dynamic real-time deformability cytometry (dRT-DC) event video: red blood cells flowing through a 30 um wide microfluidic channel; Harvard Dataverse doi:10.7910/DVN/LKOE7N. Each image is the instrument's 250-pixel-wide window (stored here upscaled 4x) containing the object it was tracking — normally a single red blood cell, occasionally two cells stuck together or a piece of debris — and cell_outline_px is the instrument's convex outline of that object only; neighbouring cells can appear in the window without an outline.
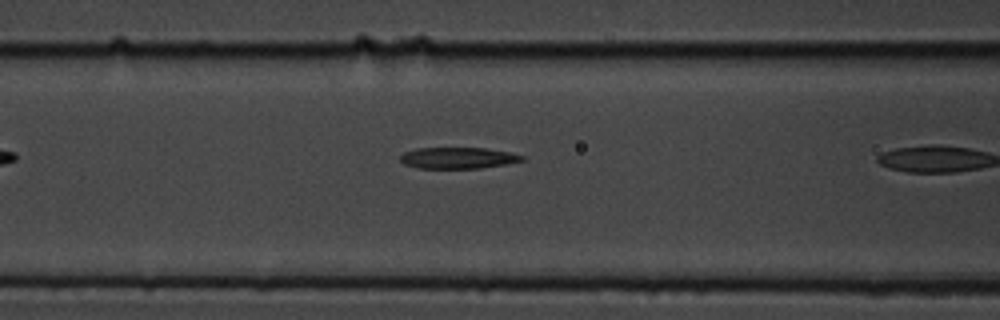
{"species": "common noctule bat (a hibernating species)", "species_latin": "Nyctalus noctula", "temperature_condition": "cold", "stored_images_in_passage": 10, "camera_frame_rate_fps": 3000, "um_per_image_px": 0.085, "animal": {"sex": "male", "body_mass_g": 19.5, "forearm_length_mm": 54.6}, "frame": {"image": 1, "passage_image": 6, "time_ms": 1.667, "image_size_px": [1000, 320], "cell_outline_px": [[524, 160], [504, 164], [480, 168], [416, 168], [404, 164], [400, 160], [400, 156], [404, 152], [416, 148], [484, 148], [508, 152], [524, 156]], "centroid_in_image_um": [38.88, 13.42], "position_along_channel_um": 127.7, "area_um2": 14.97}}
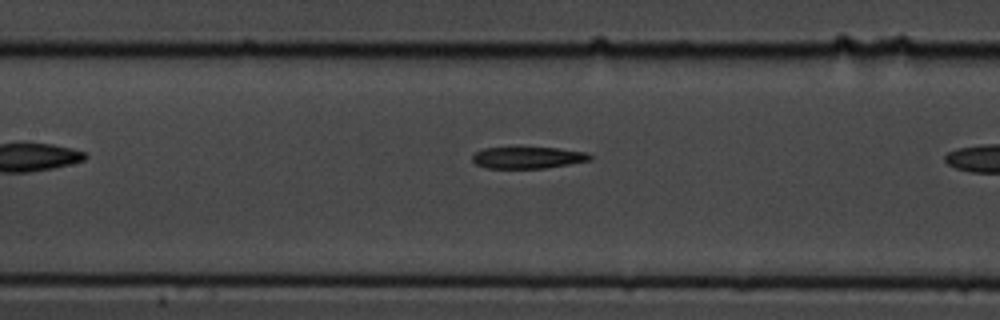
{"frame": {"image": 2, "passage_image": 9, "time_ms": 2.667, "image_size_px": [1000, 320], "cell_outline_px": [[592, 160], [544, 168], [488, 168], [476, 164], [472, 160], [472, 156], [476, 152], [484, 148], [516, 144], [556, 148], [588, 152], [592, 156]], "centroid_in_image_um": [44.84, 13.34], "position_along_channel_um": 162.6, "area_um2": 15.72}}